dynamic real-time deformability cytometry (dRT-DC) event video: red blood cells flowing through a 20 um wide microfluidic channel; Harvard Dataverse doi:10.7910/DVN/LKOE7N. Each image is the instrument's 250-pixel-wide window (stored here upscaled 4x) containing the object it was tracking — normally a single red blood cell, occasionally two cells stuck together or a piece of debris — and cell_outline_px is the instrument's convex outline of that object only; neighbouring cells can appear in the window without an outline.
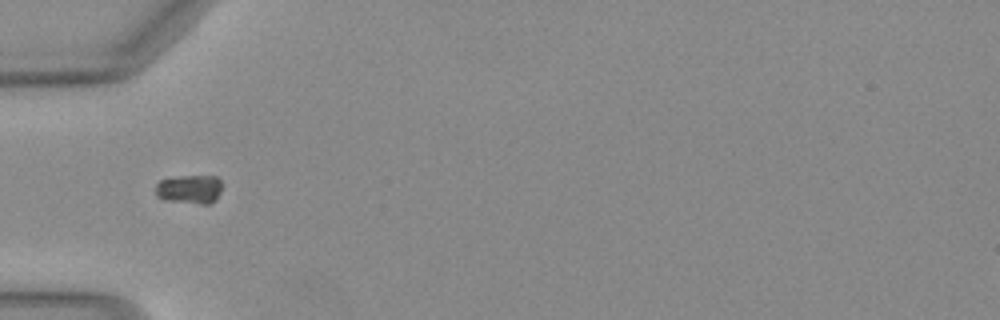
{"species": "Egyptian fruit bat (a non-hibernating species)", "species_latin": "Rousettus aegyptiacus", "temperature_condition": "warm", "stored_images_in_passage": 31, "camera_frame_rate_fps": 3000, "um_per_image_px": 0.085, "animal": {"sex": "female"}, "frame": {"image": 1, "passage_image": 1, "time_ms": 0.0, "image_size_px": [1000, 320], "cell_outline_px": [[220, 192], [216, 200], [208, 204], [204, 204], [164, 200], [156, 196], [156, 184], [160, 180], [180, 176], [216, 176], [220, 180]], "centroid_in_image_um": [16.1, 16.09], "position_along_channel_um": 68.9, "area_um2": 11.16}}
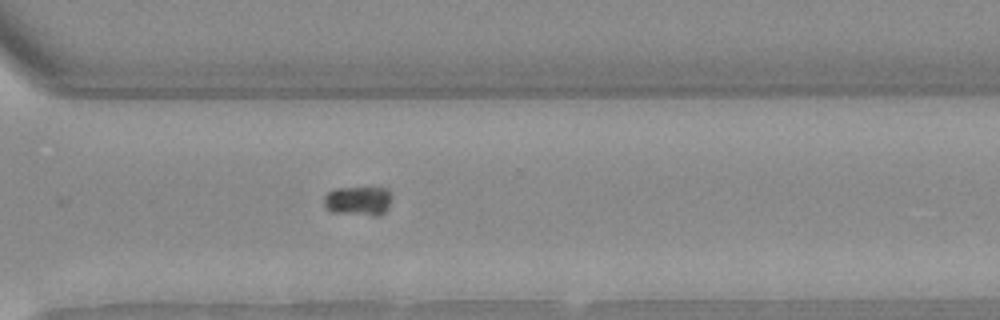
{"frame": {"image": 2, "passage_image": 21, "time_ms": 6.667, "image_size_px": [1000, 320], "cell_outline_px": [[392, 196], [384, 212], [380, 216], [372, 216], [332, 212], [324, 204], [324, 196], [328, 192], [336, 188], [388, 188]], "centroid_in_image_um": [30.46, 17.08], "position_along_channel_um": 340.1, "area_um2": 11.56}}
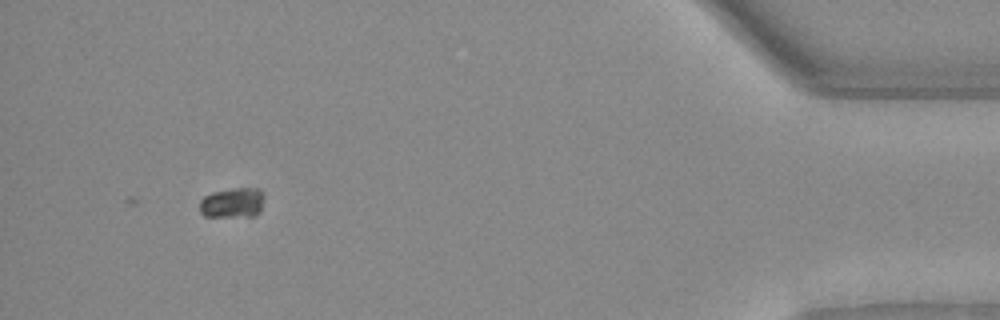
{"frame": {"image": 3, "passage_image": 31, "time_ms": 10.0, "image_size_px": [1000, 320], "cell_outline_px": [[264, 196], [260, 208], [252, 216], [204, 216], [200, 212], [200, 200], [204, 196], [212, 192], [236, 188], [256, 188]], "centroid_in_image_um": [19.71, 17.23], "position_along_channel_um": 415.5, "area_um2": 11.04}}